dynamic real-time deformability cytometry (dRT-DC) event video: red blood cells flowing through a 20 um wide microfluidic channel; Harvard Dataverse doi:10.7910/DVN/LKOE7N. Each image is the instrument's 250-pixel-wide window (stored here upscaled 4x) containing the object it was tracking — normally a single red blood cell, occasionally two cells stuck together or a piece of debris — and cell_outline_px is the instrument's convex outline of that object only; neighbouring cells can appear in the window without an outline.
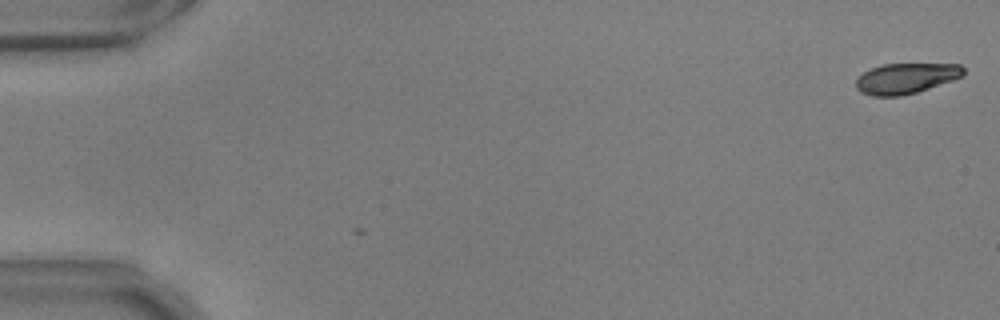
{"species": "common noctule bat (a hibernating species)", "species_latin": "Nyctalus noctula", "temperature_condition": "warm", "stored_images_in_passage": 2, "camera_frame_rate_fps": 3000, "um_per_image_px": 0.085, "animal": {"sex": "male", "body_mass_g": 17.9, "forearm_length_mm": 54.2}, "frame": {"image": 1, "passage_image": 1, "time_ms": 0.0, "image_size_px": [1000, 320], "cell_outline_px": [[964, 76], [916, 92], [900, 96], [872, 96], [860, 92], [856, 88], [856, 76], [872, 68], [884, 64], [960, 64], [964, 68]], "centroid_in_image_um": [76.98, 6.66], "position_along_channel_um": 8.0, "area_um2": 19.07}}